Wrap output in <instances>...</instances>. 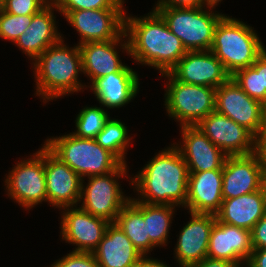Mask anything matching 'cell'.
<instances>
[{
  "label": "cell",
  "mask_w": 266,
  "mask_h": 267,
  "mask_svg": "<svg viewBox=\"0 0 266 267\" xmlns=\"http://www.w3.org/2000/svg\"><path fill=\"white\" fill-rule=\"evenodd\" d=\"M131 179L139 197L132 198L147 204L185 207L189 170L180 151L174 145L159 151Z\"/></svg>",
  "instance_id": "cell-1"
},
{
  "label": "cell",
  "mask_w": 266,
  "mask_h": 267,
  "mask_svg": "<svg viewBox=\"0 0 266 267\" xmlns=\"http://www.w3.org/2000/svg\"><path fill=\"white\" fill-rule=\"evenodd\" d=\"M147 15L125 16L129 55L137 64L151 66L164 74L188 51L155 10Z\"/></svg>",
  "instance_id": "cell-2"
},
{
  "label": "cell",
  "mask_w": 266,
  "mask_h": 267,
  "mask_svg": "<svg viewBox=\"0 0 266 267\" xmlns=\"http://www.w3.org/2000/svg\"><path fill=\"white\" fill-rule=\"evenodd\" d=\"M33 63L36 79V96L43 102L61 98L84 89L79 80L83 72L80 47H68L62 39L48 47ZM79 80V81H78Z\"/></svg>",
  "instance_id": "cell-3"
},
{
  "label": "cell",
  "mask_w": 266,
  "mask_h": 267,
  "mask_svg": "<svg viewBox=\"0 0 266 267\" xmlns=\"http://www.w3.org/2000/svg\"><path fill=\"white\" fill-rule=\"evenodd\" d=\"M254 28L232 17H222L217 23L210 51L233 76L250 67L265 51Z\"/></svg>",
  "instance_id": "cell-4"
},
{
  "label": "cell",
  "mask_w": 266,
  "mask_h": 267,
  "mask_svg": "<svg viewBox=\"0 0 266 267\" xmlns=\"http://www.w3.org/2000/svg\"><path fill=\"white\" fill-rule=\"evenodd\" d=\"M43 144L60 161L67 164L84 181L85 177L104 175L122 162L95 139L79 138L70 133L46 139Z\"/></svg>",
  "instance_id": "cell-5"
},
{
  "label": "cell",
  "mask_w": 266,
  "mask_h": 267,
  "mask_svg": "<svg viewBox=\"0 0 266 267\" xmlns=\"http://www.w3.org/2000/svg\"><path fill=\"white\" fill-rule=\"evenodd\" d=\"M187 51L210 50L214 30L227 15L202 8L154 7Z\"/></svg>",
  "instance_id": "cell-6"
},
{
  "label": "cell",
  "mask_w": 266,
  "mask_h": 267,
  "mask_svg": "<svg viewBox=\"0 0 266 267\" xmlns=\"http://www.w3.org/2000/svg\"><path fill=\"white\" fill-rule=\"evenodd\" d=\"M160 75L168 79L165 108L171 118L180 122V126H196L215 111V88L182 83L169 72Z\"/></svg>",
  "instance_id": "cell-7"
},
{
  "label": "cell",
  "mask_w": 266,
  "mask_h": 267,
  "mask_svg": "<svg viewBox=\"0 0 266 267\" xmlns=\"http://www.w3.org/2000/svg\"><path fill=\"white\" fill-rule=\"evenodd\" d=\"M127 165L121 164L116 170L104 174L89 176L87 185L82 181L80 208L87 213L114 223L119 211L129 202L125 197L118 179L127 176Z\"/></svg>",
  "instance_id": "cell-8"
},
{
  "label": "cell",
  "mask_w": 266,
  "mask_h": 267,
  "mask_svg": "<svg viewBox=\"0 0 266 267\" xmlns=\"http://www.w3.org/2000/svg\"><path fill=\"white\" fill-rule=\"evenodd\" d=\"M215 111L246 127L260 141L266 133V106L249 97L231 77L216 88Z\"/></svg>",
  "instance_id": "cell-9"
},
{
  "label": "cell",
  "mask_w": 266,
  "mask_h": 267,
  "mask_svg": "<svg viewBox=\"0 0 266 267\" xmlns=\"http://www.w3.org/2000/svg\"><path fill=\"white\" fill-rule=\"evenodd\" d=\"M5 185L8 197L27 210L47 201L44 145L30 158L14 165L6 176Z\"/></svg>",
  "instance_id": "cell-10"
},
{
  "label": "cell",
  "mask_w": 266,
  "mask_h": 267,
  "mask_svg": "<svg viewBox=\"0 0 266 267\" xmlns=\"http://www.w3.org/2000/svg\"><path fill=\"white\" fill-rule=\"evenodd\" d=\"M266 185V161L260 149L250 155L227 156L222 170L223 199L256 192Z\"/></svg>",
  "instance_id": "cell-11"
},
{
  "label": "cell",
  "mask_w": 266,
  "mask_h": 267,
  "mask_svg": "<svg viewBox=\"0 0 266 267\" xmlns=\"http://www.w3.org/2000/svg\"><path fill=\"white\" fill-rule=\"evenodd\" d=\"M196 127L227 156L250 155L260 150V140L246 127L216 111Z\"/></svg>",
  "instance_id": "cell-12"
},
{
  "label": "cell",
  "mask_w": 266,
  "mask_h": 267,
  "mask_svg": "<svg viewBox=\"0 0 266 267\" xmlns=\"http://www.w3.org/2000/svg\"><path fill=\"white\" fill-rule=\"evenodd\" d=\"M124 9H92L70 11L65 19L79 33V43L105 42L125 33Z\"/></svg>",
  "instance_id": "cell-13"
},
{
  "label": "cell",
  "mask_w": 266,
  "mask_h": 267,
  "mask_svg": "<svg viewBox=\"0 0 266 267\" xmlns=\"http://www.w3.org/2000/svg\"><path fill=\"white\" fill-rule=\"evenodd\" d=\"M169 73L182 83L215 89L231 78L210 50L188 51Z\"/></svg>",
  "instance_id": "cell-14"
},
{
  "label": "cell",
  "mask_w": 266,
  "mask_h": 267,
  "mask_svg": "<svg viewBox=\"0 0 266 267\" xmlns=\"http://www.w3.org/2000/svg\"><path fill=\"white\" fill-rule=\"evenodd\" d=\"M62 211L61 239L68 244H76L73 251L92 253L103 239L110 222L77 206L65 207Z\"/></svg>",
  "instance_id": "cell-15"
},
{
  "label": "cell",
  "mask_w": 266,
  "mask_h": 267,
  "mask_svg": "<svg viewBox=\"0 0 266 267\" xmlns=\"http://www.w3.org/2000/svg\"><path fill=\"white\" fill-rule=\"evenodd\" d=\"M47 202L60 210L79 204L82 178L44 146Z\"/></svg>",
  "instance_id": "cell-16"
},
{
  "label": "cell",
  "mask_w": 266,
  "mask_h": 267,
  "mask_svg": "<svg viewBox=\"0 0 266 267\" xmlns=\"http://www.w3.org/2000/svg\"><path fill=\"white\" fill-rule=\"evenodd\" d=\"M253 250L250 230L222 223L216 218L210 233L207 257L243 267Z\"/></svg>",
  "instance_id": "cell-17"
},
{
  "label": "cell",
  "mask_w": 266,
  "mask_h": 267,
  "mask_svg": "<svg viewBox=\"0 0 266 267\" xmlns=\"http://www.w3.org/2000/svg\"><path fill=\"white\" fill-rule=\"evenodd\" d=\"M180 129L183 142L174 145L180 151L189 172L223 170L227 155L219 147L196 126H180Z\"/></svg>",
  "instance_id": "cell-18"
},
{
  "label": "cell",
  "mask_w": 266,
  "mask_h": 267,
  "mask_svg": "<svg viewBox=\"0 0 266 267\" xmlns=\"http://www.w3.org/2000/svg\"><path fill=\"white\" fill-rule=\"evenodd\" d=\"M191 220L180 231L174 257L180 267L199 263L207 257L211 229L216 215L190 212Z\"/></svg>",
  "instance_id": "cell-19"
},
{
  "label": "cell",
  "mask_w": 266,
  "mask_h": 267,
  "mask_svg": "<svg viewBox=\"0 0 266 267\" xmlns=\"http://www.w3.org/2000/svg\"><path fill=\"white\" fill-rule=\"evenodd\" d=\"M123 38H127L125 33L115 40L88 42L79 45L83 73L87 74V77L89 76L91 83L97 78L119 72L125 66L120 60L116 48L120 46L129 55L128 39Z\"/></svg>",
  "instance_id": "cell-20"
},
{
  "label": "cell",
  "mask_w": 266,
  "mask_h": 267,
  "mask_svg": "<svg viewBox=\"0 0 266 267\" xmlns=\"http://www.w3.org/2000/svg\"><path fill=\"white\" fill-rule=\"evenodd\" d=\"M222 201V170L189 172L184 208L193 213L216 215Z\"/></svg>",
  "instance_id": "cell-21"
},
{
  "label": "cell",
  "mask_w": 266,
  "mask_h": 267,
  "mask_svg": "<svg viewBox=\"0 0 266 267\" xmlns=\"http://www.w3.org/2000/svg\"><path fill=\"white\" fill-rule=\"evenodd\" d=\"M53 9L57 10L50 1L43 9L33 15L28 28L14 42L32 61L48 47L64 39L58 32Z\"/></svg>",
  "instance_id": "cell-22"
},
{
  "label": "cell",
  "mask_w": 266,
  "mask_h": 267,
  "mask_svg": "<svg viewBox=\"0 0 266 267\" xmlns=\"http://www.w3.org/2000/svg\"><path fill=\"white\" fill-rule=\"evenodd\" d=\"M139 85L137 72L125 65L119 72L95 79L89 87L101 106L113 109L131 102L139 92Z\"/></svg>",
  "instance_id": "cell-23"
},
{
  "label": "cell",
  "mask_w": 266,
  "mask_h": 267,
  "mask_svg": "<svg viewBox=\"0 0 266 267\" xmlns=\"http://www.w3.org/2000/svg\"><path fill=\"white\" fill-rule=\"evenodd\" d=\"M266 213V185L253 193L223 199L216 218L225 224L252 230Z\"/></svg>",
  "instance_id": "cell-24"
},
{
  "label": "cell",
  "mask_w": 266,
  "mask_h": 267,
  "mask_svg": "<svg viewBox=\"0 0 266 267\" xmlns=\"http://www.w3.org/2000/svg\"><path fill=\"white\" fill-rule=\"evenodd\" d=\"M92 253L99 267H133L143 256L115 223H110Z\"/></svg>",
  "instance_id": "cell-25"
},
{
  "label": "cell",
  "mask_w": 266,
  "mask_h": 267,
  "mask_svg": "<svg viewBox=\"0 0 266 267\" xmlns=\"http://www.w3.org/2000/svg\"><path fill=\"white\" fill-rule=\"evenodd\" d=\"M114 223L142 255H147L156 247L147 235V220L143 218V202L133 200L131 197L129 202L119 211Z\"/></svg>",
  "instance_id": "cell-26"
},
{
  "label": "cell",
  "mask_w": 266,
  "mask_h": 267,
  "mask_svg": "<svg viewBox=\"0 0 266 267\" xmlns=\"http://www.w3.org/2000/svg\"><path fill=\"white\" fill-rule=\"evenodd\" d=\"M175 207L177 206L143 202V218L147 220V235L156 247L164 246L168 242Z\"/></svg>",
  "instance_id": "cell-27"
},
{
  "label": "cell",
  "mask_w": 266,
  "mask_h": 267,
  "mask_svg": "<svg viewBox=\"0 0 266 267\" xmlns=\"http://www.w3.org/2000/svg\"><path fill=\"white\" fill-rule=\"evenodd\" d=\"M128 132L129 130L125 123L118 119L110 118L95 140L102 148L110 151L123 164H126V149L129 148L127 146H129L132 139V137H129Z\"/></svg>",
  "instance_id": "cell-28"
},
{
  "label": "cell",
  "mask_w": 266,
  "mask_h": 267,
  "mask_svg": "<svg viewBox=\"0 0 266 267\" xmlns=\"http://www.w3.org/2000/svg\"><path fill=\"white\" fill-rule=\"evenodd\" d=\"M107 110L101 107H85L81 109L75 120L76 131L72 132L79 138L95 139L110 119Z\"/></svg>",
  "instance_id": "cell-29"
},
{
  "label": "cell",
  "mask_w": 266,
  "mask_h": 267,
  "mask_svg": "<svg viewBox=\"0 0 266 267\" xmlns=\"http://www.w3.org/2000/svg\"><path fill=\"white\" fill-rule=\"evenodd\" d=\"M64 17L70 11L92 9H124V0H51Z\"/></svg>",
  "instance_id": "cell-30"
},
{
  "label": "cell",
  "mask_w": 266,
  "mask_h": 267,
  "mask_svg": "<svg viewBox=\"0 0 266 267\" xmlns=\"http://www.w3.org/2000/svg\"><path fill=\"white\" fill-rule=\"evenodd\" d=\"M34 14L14 15L0 10V38L15 42L28 28Z\"/></svg>",
  "instance_id": "cell-31"
},
{
  "label": "cell",
  "mask_w": 266,
  "mask_h": 267,
  "mask_svg": "<svg viewBox=\"0 0 266 267\" xmlns=\"http://www.w3.org/2000/svg\"><path fill=\"white\" fill-rule=\"evenodd\" d=\"M231 77L249 97L260 101L259 73L252 66L238 70Z\"/></svg>",
  "instance_id": "cell-32"
},
{
  "label": "cell",
  "mask_w": 266,
  "mask_h": 267,
  "mask_svg": "<svg viewBox=\"0 0 266 267\" xmlns=\"http://www.w3.org/2000/svg\"><path fill=\"white\" fill-rule=\"evenodd\" d=\"M51 0H2L1 9L14 15L36 14Z\"/></svg>",
  "instance_id": "cell-33"
},
{
  "label": "cell",
  "mask_w": 266,
  "mask_h": 267,
  "mask_svg": "<svg viewBox=\"0 0 266 267\" xmlns=\"http://www.w3.org/2000/svg\"><path fill=\"white\" fill-rule=\"evenodd\" d=\"M51 267H99L93 253L71 251L54 262Z\"/></svg>",
  "instance_id": "cell-34"
},
{
  "label": "cell",
  "mask_w": 266,
  "mask_h": 267,
  "mask_svg": "<svg viewBox=\"0 0 266 267\" xmlns=\"http://www.w3.org/2000/svg\"><path fill=\"white\" fill-rule=\"evenodd\" d=\"M251 66L259 73L260 102L266 106V49Z\"/></svg>",
  "instance_id": "cell-35"
},
{
  "label": "cell",
  "mask_w": 266,
  "mask_h": 267,
  "mask_svg": "<svg viewBox=\"0 0 266 267\" xmlns=\"http://www.w3.org/2000/svg\"><path fill=\"white\" fill-rule=\"evenodd\" d=\"M253 249L266 248V213L251 230Z\"/></svg>",
  "instance_id": "cell-36"
},
{
  "label": "cell",
  "mask_w": 266,
  "mask_h": 267,
  "mask_svg": "<svg viewBox=\"0 0 266 267\" xmlns=\"http://www.w3.org/2000/svg\"><path fill=\"white\" fill-rule=\"evenodd\" d=\"M201 0H158L155 7L200 8Z\"/></svg>",
  "instance_id": "cell-37"
},
{
  "label": "cell",
  "mask_w": 266,
  "mask_h": 267,
  "mask_svg": "<svg viewBox=\"0 0 266 267\" xmlns=\"http://www.w3.org/2000/svg\"><path fill=\"white\" fill-rule=\"evenodd\" d=\"M245 267H266V248L254 249Z\"/></svg>",
  "instance_id": "cell-38"
},
{
  "label": "cell",
  "mask_w": 266,
  "mask_h": 267,
  "mask_svg": "<svg viewBox=\"0 0 266 267\" xmlns=\"http://www.w3.org/2000/svg\"><path fill=\"white\" fill-rule=\"evenodd\" d=\"M186 267H238L236 264L226 260L212 259L205 257L202 261Z\"/></svg>",
  "instance_id": "cell-39"
},
{
  "label": "cell",
  "mask_w": 266,
  "mask_h": 267,
  "mask_svg": "<svg viewBox=\"0 0 266 267\" xmlns=\"http://www.w3.org/2000/svg\"><path fill=\"white\" fill-rule=\"evenodd\" d=\"M133 267H170L160 260L143 255Z\"/></svg>",
  "instance_id": "cell-40"
},
{
  "label": "cell",
  "mask_w": 266,
  "mask_h": 267,
  "mask_svg": "<svg viewBox=\"0 0 266 267\" xmlns=\"http://www.w3.org/2000/svg\"><path fill=\"white\" fill-rule=\"evenodd\" d=\"M221 1L222 0H201L200 8H202V9L204 8V10H206V8H208V11H212L213 8L215 9V6H217L219 4V2L221 3Z\"/></svg>",
  "instance_id": "cell-41"
},
{
  "label": "cell",
  "mask_w": 266,
  "mask_h": 267,
  "mask_svg": "<svg viewBox=\"0 0 266 267\" xmlns=\"http://www.w3.org/2000/svg\"><path fill=\"white\" fill-rule=\"evenodd\" d=\"M260 149L263 151L266 161V140H261L260 142Z\"/></svg>",
  "instance_id": "cell-42"
}]
</instances>
